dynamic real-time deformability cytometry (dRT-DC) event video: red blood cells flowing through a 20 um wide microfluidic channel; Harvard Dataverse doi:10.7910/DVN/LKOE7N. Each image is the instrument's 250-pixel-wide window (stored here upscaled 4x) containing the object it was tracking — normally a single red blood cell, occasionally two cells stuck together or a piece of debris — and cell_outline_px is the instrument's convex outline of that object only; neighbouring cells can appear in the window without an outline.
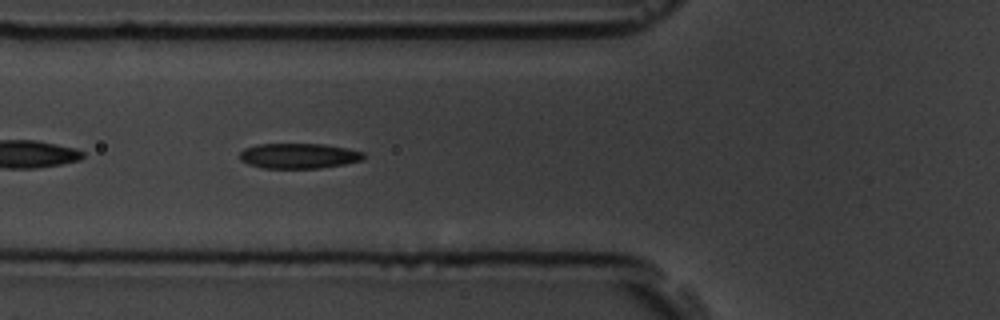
{"species": "common noctule bat (a hibernating species)", "species_latin": "Nyctalus noctula", "temperature_condition": "room temperature", "stored_images_in_passage": 9, "camera_frame_rate_fps": 3000, "um_per_image_px": 0.085, "animal": {"sex": "male", "body_mass_g": 19.5, "forearm_length_mm": 54.6}, "frame": {"image": 1, "passage_image": 6, "time_ms": 1.667, "image_size_px": [1000, 320], "cell_outline_px": [[364, 160], [344, 164], [320, 168], [264, 168], [248, 164], [240, 160], [240, 152], [244, 148], [260, 144], [324, 144], [348, 148], [364, 152]], "centroid_in_image_um": [25.41, 13.25], "position_along_channel_um": 100.4, "area_um2": 18.26}}
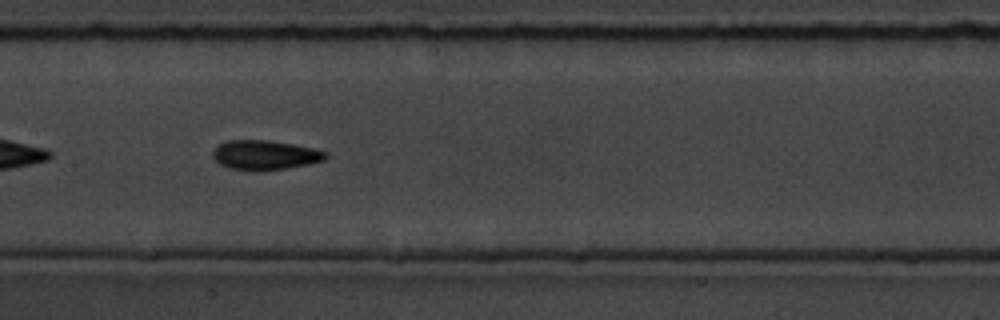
{"frame": {"image": 2, "passage_image": 8, "time_ms": 2.333, "image_size_px": [1000, 320], "cell_outline_px": [[328, 156], [324, 160], [308, 164], [260, 172], [252, 172], [228, 168], [220, 164], [212, 156], [212, 152], [220, 144], [228, 140], [268, 140], [316, 148], [328, 152]], "centroid_in_image_um": [22.53, 13.19], "position_along_channel_um": 184.9, "area_um2": 19.65}}
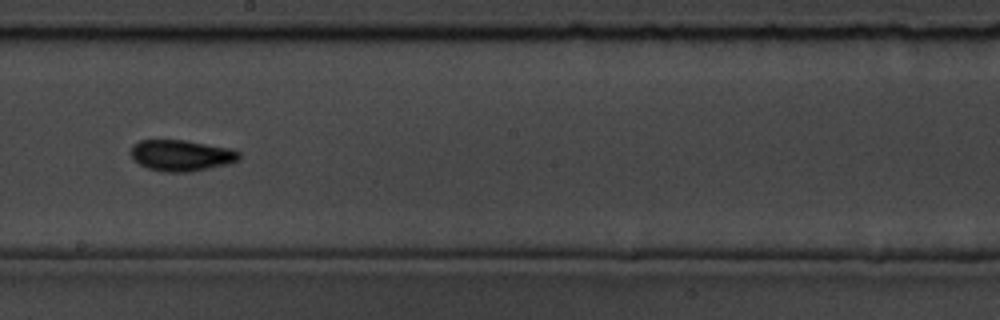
{"frame": {"image": 3, "passage_image": 9, "time_ms": 2.667, "image_size_px": [1000, 320], "cell_outline_px": [[240, 160], [232, 164], [188, 172], [164, 172], [148, 168], [140, 164], [128, 152], [132, 144], [140, 140], [184, 140], [232, 148], [240, 152]], "centroid_in_image_um": [15.44, 13.21], "position_along_channel_um": 232.8, "area_um2": 19.94}}